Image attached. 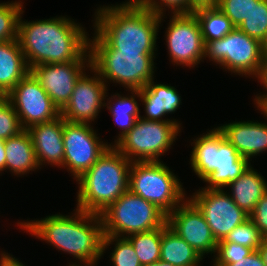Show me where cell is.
Instances as JSON below:
<instances>
[{
  "mask_svg": "<svg viewBox=\"0 0 267 266\" xmlns=\"http://www.w3.org/2000/svg\"><path fill=\"white\" fill-rule=\"evenodd\" d=\"M89 54L91 67L108 89L110 83H113L114 86L119 84L126 91L140 90L152 79H156L155 59L158 54L119 52L116 49H89Z\"/></svg>",
  "mask_w": 267,
  "mask_h": 266,
  "instance_id": "obj_6",
  "label": "cell"
},
{
  "mask_svg": "<svg viewBox=\"0 0 267 266\" xmlns=\"http://www.w3.org/2000/svg\"><path fill=\"white\" fill-rule=\"evenodd\" d=\"M6 97L13 105L25 130L33 125L49 122L60 116V110L31 72Z\"/></svg>",
  "mask_w": 267,
  "mask_h": 266,
  "instance_id": "obj_14",
  "label": "cell"
},
{
  "mask_svg": "<svg viewBox=\"0 0 267 266\" xmlns=\"http://www.w3.org/2000/svg\"><path fill=\"white\" fill-rule=\"evenodd\" d=\"M188 198L203 213L211 233L217 242L225 237L239 224L249 218L229 196L225 189L195 190Z\"/></svg>",
  "mask_w": 267,
  "mask_h": 266,
  "instance_id": "obj_13",
  "label": "cell"
},
{
  "mask_svg": "<svg viewBox=\"0 0 267 266\" xmlns=\"http://www.w3.org/2000/svg\"><path fill=\"white\" fill-rule=\"evenodd\" d=\"M204 258L166 223L162 227L160 260L174 266H201ZM202 263V264H201Z\"/></svg>",
  "mask_w": 267,
  "mask_h": 266,
  "instance_id": "obj_25",
  "label": "cell"
},
{
  "mask_svg": "<svg viewBox=\"0 0 267 266\" xmlns=\"http://www.w3.org/2000/svg\"><path fill=\"white\" fill-rule=\"evenodd\" d=\"M126 93L125 95H121L116 91L114 94H109L107 91L105 96L104 108L109 110L113 121H115V125H117L120 130L119 133H117V136H115L116 139H114L110 145H114L127 132H129L141 115V103H138V101H141L140 90H128Z\"/></svg>",
  "mask_w": 267,
  "mask_h": 266,
  "instance_id": "obj_23",
  "label": "cell"
},
{
  "mask_svg": "<svg viewBox=\"0 0 267 266\" xmlns=\"http://www.w3.org/2000/svg\"><path fill=\"white\" fill-rule=\"evenodd\" d=\"M129 190L155 204L167 215L188 196L180 177L163 161L132 162Z\"/></svg>",
  "mask_w": 267,
  "mask_h": 266,
  "instance_id": "obj_7",
  "label": "cell"
},
{
  "mask_svg": "<svg viewBox=\"0 0 267 266\" xmlns=\"http://www.w3.org/2000/svg\"><path fill=\"white\" fill-rule=\"evenodd\" d=\"M94 10L91 21L94 33L89 37V49L158 54V34L166 14L156 15L137 1L129 0L99 5Z\"/></svg>",
  "mask_w": 267,
  "mask_h": 266,
  "instance_id": "obj_1",
  "label": "cell"
},
{
  "mask_svg": "<svg viewBox=\"0 0 267 266\" xmlns=\"http://www.w3.org/2000/svg\"><path fill=\"white\" fill-rule=\"evenodd\" d=\"M253 104L255 105L254 108L256 107L258 112L267 119V99H253Z\"/></svg>",
  "mask_w": 267,
  "mask_h": 266,
  "instance_id": "obj_41",
  "label": "cell"
},
{
  "mask_svg": "<svg viewBox=\"0 0 267 266\" xmlns=\"http://www.w3.org/2000/svg\"><path fill=\"white\" fill-rule=\"evenodd\" d=\"M29 72L18 40L0 42V95L6 96Z\"/></svg>",
  "mask_w": 267,
  "mask_h": 266,
  "instance_id": "obj_24",
  "label": "cell"
},
{
  "mask_svg": "<svg viewBox=\"0 0 267 266\" xmlns=\"http://www.w3.org/2000/svg\"><path fill=\"white\" fill-rule=\"evenodd\" d=\"M152 79L146 86L140 89L141 101L144 115L140 118L149 121L176 122L182 129V122L174 117L168 118L170 114L176 113L182 105V98L178 90L171 84L155 82ZM167 116V117H165Z\"/></svg>",
  "mask_w": 267,
  "mask_h": 266,
  "instance_id": "obj_20",
  "label": "cell"
},
{
  "mask_svg": "<svg viewBox=\"0 0 267 266\" xmlns=\"http://www.w3.org/2000/svg\"><path fill=\"white\" fill-rule=\"evenodd\" d=\"M87 71L77 80L69 101L60 110V115L66 121L93 124L104 108L109 89L91 66Z\"/></svg>",
  "mask_w": 267,
  "mask_h": 266,
  "instance_id": "obj_15",
  "label": "cell"
},
{
  "mask_svg": "<svg viewBox=\"0 0 267 266\" xmlns=\"http://www.w3.org/2000/svg\"><path fill=\"white\" fill-rule=\"evenodd\" d=\"M5 173L10 172L11 176L24 177L27 174L38 171L39 167L35 149L27 130L5 140ZM13 174V175H12Z\"/></svg>",
  "mask_w": 267,
  "mask_h": 266,
  "instance_id": "obj_22",
  "label": "cell"
},
{
  "mask_svg": "<svg viewBox=\"0 0 267 266\" xmlns=\"http://www.w3.org/2000/svg\"><path fill=\"white\" fill-rule=\"evenodd\" d=\"M264 54L261 42L251 38L238 27L218 40L205 43L204 59L226 73L256 79L260 73Z\"/></svg>",
  "mask_w": 267,
  "mask_h": 266,
  "instance_id": "obj_9",
  "label": "cell"
},
{
  "mask_svg": "<svg viewBox=\"0 0 267 266\" xmlns=\"http://www.w3.org/2000/svg\"><path fill=\"white\" fill-rule=\"evenodd\" d=\"M128 160L113 145L78 179L76 207L88 213L100 214L129 190Z\"/></svg>",
  "mask_w": 267,
  "mask_h": 266,
  "instance_id": "obj_4",
  "label": "cell"
},
{
  "mask_svg": "<svg viewBox=\"0 0 267 266\" xmlns=\"http://www.w3.org/2000/svg\"><path fill=\"white\" fill-rule=\"evenodd\" d=\"M114 245V246H113ZM112 252L109 255L110 265L112 266H142L134 251L131 242L126 237H117L104 235L102 242V255H105L106 250ZM112 263V264H111Z\"/></svg>",
  "mask_w": 267,
  "mask_h": 266,
  "instance_id": "obj_28",
  "label": "cell"
},
{
  "mask_svg": "<svg viewBox=\"0 0 267 266\" xmlns=\"http://www.w3.org/2000/svg\"><path fill=\"white\" fill-rule=\"evenodd\" d=\"M24 129L19 117L6 96L0 98V139L6 140Z\"/></svg>",
  "mask_w": 267,
  "mask_h": 266,
  "instance_id": "obj_32",
  "label": "cell"
},
{
  "mask_svg": "<svg viewBox=\"0 0 267 266\" xmlns=\"http://www.w3.org/2000/svg\"><path fill=\"white\" fill-rule=\"evenodd\" d=\"M137 1L142 7L156 15L188 13V0H129ZM170 11V12H169Z\"/></svg>",
  "mask_w": 267,
  "mask_h": 266,
  "instance_id": "obj_35",
  "label": "cell"
},
{
  "mask_svg": "<svg viewBox=\"0 0 267 266\" xmlns=\"http://www.w3.org/2000/svg\"><path fill=\"white\" fill-rule=\"evenodd\" d=\"M99 215L104 235L117 237L151 231L167 223V214L163 210L130 190Z\"/></svg>",
  "mask_w": 267,
  "mask_h": 266,
  "instance_id": "obj_8",
  "label": "cell"
},
{
  "mask_svg": "<svg viewBox=\"0 0 267 266\" xmlns=\"http://www.w3.org/2000/svg\"><path fill=\"white\" fill-rule=\"evenodd\" d=\"M126 238L131 242L142 266L160 260L162 227L151 231L135 233Z\"/></svg>",
  "mask_w": 267,
  "mask_h": 266,
  "instance_id": "obj_27",
  "label": "cell"
},
{
  "mask_svg": "<svg viewBox=\"0 0 267 266\" xmlns=\"http://www.w3.org/2000/svg\"><path fill=\"white\" fill-rule=\"evenodd\" d=\"M256 80L263 87L262 89L265 90L263 92L259 91L260 93L256 92L258 93L256 95L254 93V99H267V55H264L261 70Z\"/></svg>",
  "mask_w": 267,
  "mask_h": 266,
  "instance_id": "obj_38",
  "label": "cell"
},
{
  "mask_svg": "<svg viewBox=\"0 0 267 266\" xmlns=\"http://www.w3.org/2000/svg\"><path fill=\"white\" fill-rule=\"evenodd\" d=\"M249 218L258 228L260 234L267 239V192L257 202Z\"/></svg>",
  "mask_w": 267,
  "mask_h": 266,
  "instance_id": "obj_36",
  "label": "cell"
},
{
  "mask_svg": "<svg viewBox=\"0 0 267 266\" xmlns=\"http://www.w3.org/2000/svg\"><path fill=\"white\" fill-rule=\"evenodd\" d=\"M218 0H188V13L199 7L216 6Z\"/></svg>",
  "mask_w": 267,
  "mask_h": 266,
  "instance_id": "obj_40",
  "label": "cell"
},
{
  "mask_svg": "<svg viewBox=\"0 0 267 266\" xmlns=\"http://www.w3.org/2000/svg\"><path fill=\"white\" fill-rule=\"evenodd\" d=\"M6 161L5 141L0 139V176L4 174Z\"/></svg>",
  "mask_w": 267,
  "mask_h": 266,
  "instance_id": "obj_42",
  "label": "cell"
},
{
  "mask_svg": "<svg viewBox=\"0 0 267 266\" xmlns=\"http://www.w3.org/2000/svg\"><path fill=\"white\" fill-rule=\"evenodd\" d=\"M263 118L265 122L235 120L218 125L225 138L250 163H252L253 158L260 156L263 152H267V119L264 116Z\"/></svg>",
  "mask_w": 267,
  "mask_h": 266,
  "instance_id": "obj_19",
  "label": "cell"
},
{
  "mask_svg": "<svg viewBox=\"0 0 267 266\" xmlns=\"http://www.w3.org/2000/svg\"><path fill=\"white\" fill-rule=\"evenodd\" d=\"M167 224L203 258L214 256L217 241L203 213L188 197L167 215Z\"/></svg>",
  "mask_w": 267,
  "mask_h": 266,
  "instance_id": "obj_17",
  "label": "cell"
},
{
  "mask_svg": "<svg viewBox=\"0 0 267 266\" xmlns=\"http://www.w3.org/2000/svg\"><path fill=\"white\" fill-rule=\"evenodd\" d=\"M90 66L88 50L78 61L36 65L30 72L61 110L69 101L77 80Z\"/></svg>",
  "mask_w": 267,
  "mask_h": 266,
  "instance_id": "obj_16",
  "label": "cell"
},
{
  "mask_svg": "<svg viewBox=\"0 0 267 266\" xmlns=\"http://www.w3.org/2000/svg\"><path fill=\"white\" fill-rule=\"evenodd\" d=\"M264 239L252 220L248 218L235 227L222 241H230L253 250H258Z\"/></svg>",
  "mask_w": 267,
  "mask_h": 266,
  "instance_id": "obj_31",
  "label": "cell"
},
{
  "mask_svg": "<svg viewBox=\"0 0 267 266\" xmlns=\"http://www.w3.org/2000/svg\"><path fill=\"white\" fill-rule=\"evenodd\" d=\"M190 141L192 150L189 165L200 181L206 183L201 189H224L251 165L225 138L218 126L211 127Z\"/></svg>",
  "mask_w": 267,
  "mask_h": 266,
  "instance_id": "obj_5",
  "label": "cell"
},
{
  "mask_svg": "<svg viewBox=\"0 0 267 266\" xmlns=\"http://www.w3.org/2000/svg\"><path fill=\"white\" fill-rule=\"evenodd\" d=\"M69 122L64 119L63 144L64 161L62 168L66 169L73 181L99 159L110 146V143L100 138V133L92 126Z\"/></svg>",
  "mask_w": 267,
  "mask_h": 266,
  "instance_id": "obj_12",
  "label": "cell"
},
{
  "mask_svg": "<svg viewBox=\"0 0 267 266\" xmlns=\"http://www.w3.org/2000/svg\"><path fill=\"white\" fill-rule=\"evenodd\" d=\"M182 130L176 122L138 118L133 128L113 146L132 162L162 161L161 157L173 149Z\"/></svg>",
  "mask_w": 267,
  "mask_h": 266,
  "instance_id": "obj_10",
  "label": "cell"
},
{
  "mask_svg": "<svg viewBox=\"0 0 267 266\" xmlns=\"http://www.w3.org/2000/svg\"><path fill=\"white\" fill-rule=\"evenodd\" d=\"M144 266H174V265H172L171 263H167L166 261H163V260H158L157 262L144 265Z\"/></svg>",
  "mask_w": 267,
  "mask_h": 266,
  "instance_id": "obj_44",
  "label": "cell"
},
{
  "mask_svg": "<svg viewBox=\"0 0 267 266\" xmlns=\"http://www.w3.org/2000/svg\"><path fill=\"white\" fill-rule=\"evenodd\" d=\"M259 0H218L216 6L230 19L234 27H239Z\"/></svg>",
  "mask_w": 267,
  "mask_h": 266,
  "instance_id": "obj_33",
  "label": "cell"
},
{
  "mask_svg": "<svg viewBox=\"0 0 267 266\" xmlns=\"http://www.w3.org/2000/svg\"><path fill=\"white\" fill-rule=\"evenodd\" d=\"M238 28L262 42L267 32V0H259L258 4H253L252 11Z\"/></svg>",
  "mask_w": 267,
  "mask_h": 266,
  "instance_id": "obj_30",
  "label": "cell"
},
{
  "mask_svg": "<svg viewBox=\"0 0 267 266\" xmlns=\"http://www.w3.org/2000/svg\"><path fill=\"white\" fill-rule=\"evenodd\" d=\"M224 189L228 191L227 193L234 203L246 214L250 215L257 202L267 192V181L260 171L258 172L257 169H254L251 164L244 173Z\"/></svg>",
  "mask_w": 267,
  "mask_h": 266,
  "instance_id": "obj_21",
  "label": "cell"
},
{
  "mask_svg": "<svg viewBox=\"0 0 267 266\" xmlns=\"http://www.w3.org/2000/svg\"><path fill=\"white\" fill-rule=\"evenodd\" d=\"M18 20L17 40L31 69L33 66L78 61L89 50L87 28L70 16ZM84 26V27H83Z\"/></svg>",
  "mask_w": 267,
  "mask_h": 266,
  "instance_id": "obj_3",
  "label": "cell"
},
{
  "mask_svg": "<svg viewBox=\"0 0 267 266\" xmlns=\"http://www.w3.org/2000/svg\"><path fill=\"white\" fill-rule=\"evenodd\" d=\"M165 45L169 62L176 67L194 69L204 62L205 42L199 22L193 12L166 14Z\"/></svg>",
  "mask_w": 267,
  "mask_h": 266,
  "instance_id": "obj_11",
  "label": "cell"
},
{
  "mask_svg": "<svg viewBox=\"0 0 267 266\" xmlns=\"http://www.w3.org/2000/svg\"><path fill=\"white\" fill-rule=\"evenodd\" d=\"M50 214L45 218L18 220L17 227L49 244L73 260L67 266H97L102 259L103 226L99 214L75 208L71 214ZM78 262V263H77Z\"/></svg>",
  "mask_w": 267,
  "mask_h": 266,
  "instance_id": "obj_2",
  "label": "cell"
},
{
  "mask_svg": "<svg viewBox=\"0 0 267 266\" xmlns=\"http://www.w3.org/2000/svg\"><path fill=\"white\" fill-rule=\"evenodd\" d=\"M254 250L249 247H244L240 244L233 243L230 241H219L215 254L212 258L211 263H235L236 260L242 259Z\"/></svg>",
  "mask_w": 267,
  "mask_h": 266,
  "instance_id": "obj_34",
  "label": "cell"
},
{
  "mask_svg": "<svg viewBox=\"0 0 267 266\" xmlns=\"http://www.w3.org/2000/svg\"><path fill=\"white\" fill-rule=\"evenodd\" d=\"M22 0L0 2V42L17 40L18 20L25 8Z\"/></svg>",
  "mask_w": 267,
  "mask_h": 266,
  "instance_id": "obj_29",
  "label": "cell"
},
{
  "mask_svg": "<svg viewBox=\"0 0 267 266\" xmlns=\"http://www.w3.org/2000/svg\"><path fill=\"white\" fill-rule=\"evenodd\" d=\"M64 118L60 115L54 120L33 125L27 129L39 167L61 168L64 161L63 144Z\"/></svg>",
  "mask_w": 267,
  "mask_h": 266,
  "instance_id": "obj_18",
  "label": "cell"
},
{
  "mask_svg": "<svg viewBox=\"0 0 267 266\" xmlns=\"http://www.w3.org/2000/svg\"><path fill=\"white\" fill-rule=\"evenodd\" d=\"M193 13L199 22L205 43L221 39L235 28L217 6L199 7Z\"/></svg>",
  "mask_w": 267,
  "mask_h": 266,
  "instance_id": "obj_26",
  "label": "cell"
},
{
  "mask_svg": "<svg viewBox=\"0 0 267 266\" xmlns=\"http://www.w3.org/2000/svg\"><path fill=\"white\" fill-rule=\"evenodd\" d=\"M215 266H266L258 250H254L248 256L236 260L235 263H213Z\"/></svg>",
  "mask_w": 267,
  "mask_h": 266,
  "instance_id": "obj_37",
  "label": "cell"
},
{
  "mask_svg": "<svg viewBox=\"0 0 267 266\" xmlns=\"http://www.w3.org/2000/svg\"><path fill=\"white\" fill-rule=\"evenodd\" d=\"M261 257H262V260H263V263L267 266V239H264L261 246L259 247L258 249Z\"/></svg>",
  "mask_w": 267,
  "mask_h": 266,
  "instance_id": "obj_43",
  "label": "cell"
},
{
  "mask_svg": "<svg viewBox=\"0 0 267 266\" xmlns=\"http://www.w3.org/2000/svg\"><path fill=\"white\" fill-rule=\"evenodd\" d=\"M261 46H262L263 54L267 55V32H266V35L261 42Z\"/></svg>",
  "mask_w": 267,
  "mask_h": 266,
  "instance_id": "obj_45",
  "label": "cell"
},
{
  "mask_svg": "<svg viewBox=\"0 0 267 266\" xmlns=\"http://www.w3.org/2000/svg\"><path fill=\"white\" fill-rule=\"evenodd\" d=\"M0 266H26L19 258L14 257L13 254H9L6 250H0Z\"/></svg>",
  "mask_w": 267,
  "mask_h": 266,
  "instance_id": "obj_39",
  "label": "cell"
}]
</instances>
